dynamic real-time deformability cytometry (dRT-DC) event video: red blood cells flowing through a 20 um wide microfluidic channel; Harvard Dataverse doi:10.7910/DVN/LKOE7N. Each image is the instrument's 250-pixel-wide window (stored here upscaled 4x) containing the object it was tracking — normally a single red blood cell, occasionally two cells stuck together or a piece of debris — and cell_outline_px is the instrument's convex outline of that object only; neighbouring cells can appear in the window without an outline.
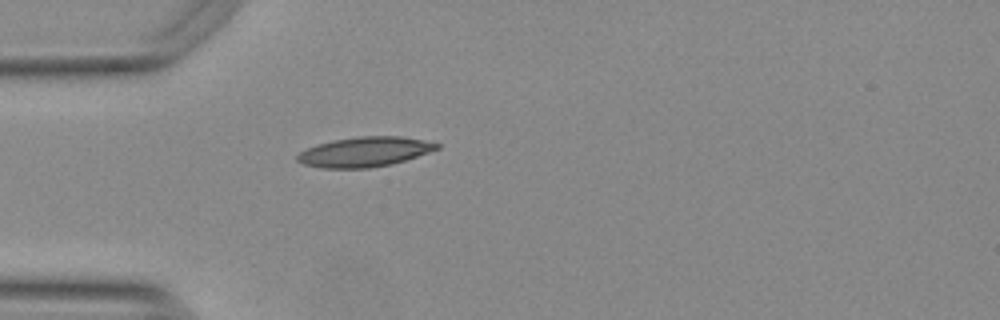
{"species": "Egyptian fruit bat (a non-hibernating species)", "species_latin": "Rousettus aegyptiacus", "temperature_condition": "warm", "stored_images_in_passage": 40, "camera_frame_rate_fps": 3000, "um_per_image_px": 0.085, "animal": {"sex": "female"}, "frame": {"image": 1, "passage_image": 1, "time_ms": 0.0, "image_size_px": [1000, 320], "cell_outline_px": [[440, 148], [392, 164], [368, 168], [320, 168], [304, 164], [296, 160], [296, 156], [304, 148], [316, 144], [332, 140], [356, 136], [400, 136], [424, 140], [440, 144]], "centroid_in_image_um": [30.94, 12.9], "position_along_channel_um": 54.1, "area_um2": 24.33}}
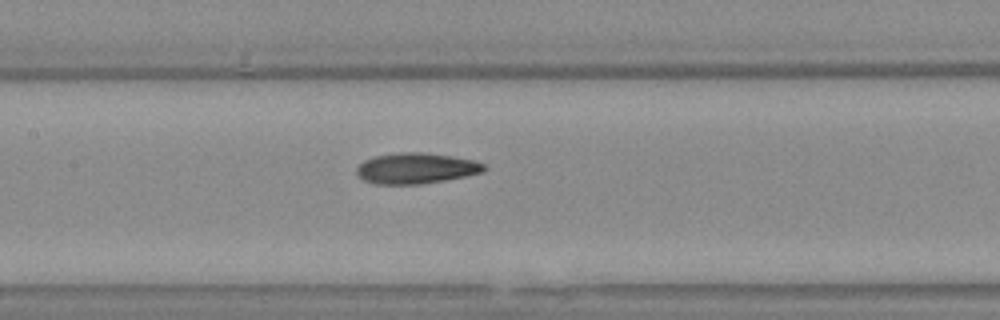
{"frame": {"image": 2, "passage_image": 11, "time_ms": 3.333, "image_size_px": [1000, 320], "cell_outline_px": [[488, 168], [484, 172], [444, 180], [420, 184], [376, 184], [364, 180], [356, 172], [356, 168], [364, 160], [376, 156], [400, 152], [424, 152], [452, 156], [476, 160], [484, 164]], "centroid_in_image_um": [35.4, 14.3], "position_along_channel_um": 172.0, "area_um2": 22.83}}
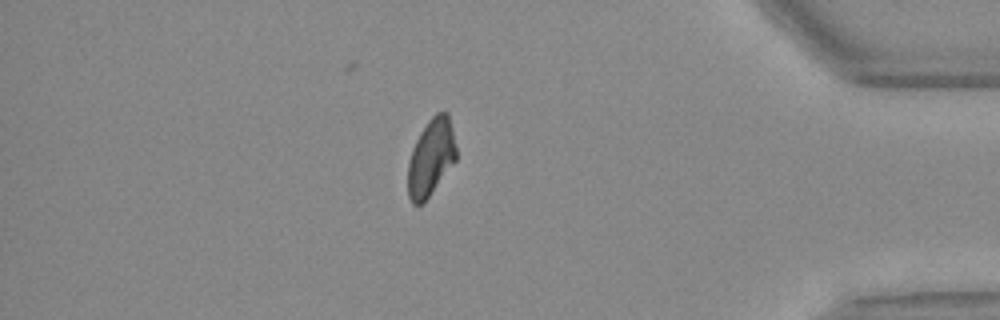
{"frame": {"image": 3, "passage_image": 32, "time_ms": 10.333, "image_size_px": [1000, 320], "cell_outline_px": [[456, 160], [428, 196], [420, 204], [412, 204], [408, 196], [408, 164], [412, 148], [420, 132], [428, 120], [436, 112], [448, 112], [452, 128], [456, 148]], "centroid_in_image_um": [36.62, 13.35], "position_along_channel_um": 398.6, "area_um2": 21.39}, "authors_computed_cell_mechanics": {"area_um2": 22.3108, "velocity_mm_per_s": 3.7698, "shape_relaxation_time_tau1_ms": null, "shape_relaxation_time_tau2_ms": 4.523, "deformation_change_tau1": null, "deformation_change_tau2": 0.1036}}